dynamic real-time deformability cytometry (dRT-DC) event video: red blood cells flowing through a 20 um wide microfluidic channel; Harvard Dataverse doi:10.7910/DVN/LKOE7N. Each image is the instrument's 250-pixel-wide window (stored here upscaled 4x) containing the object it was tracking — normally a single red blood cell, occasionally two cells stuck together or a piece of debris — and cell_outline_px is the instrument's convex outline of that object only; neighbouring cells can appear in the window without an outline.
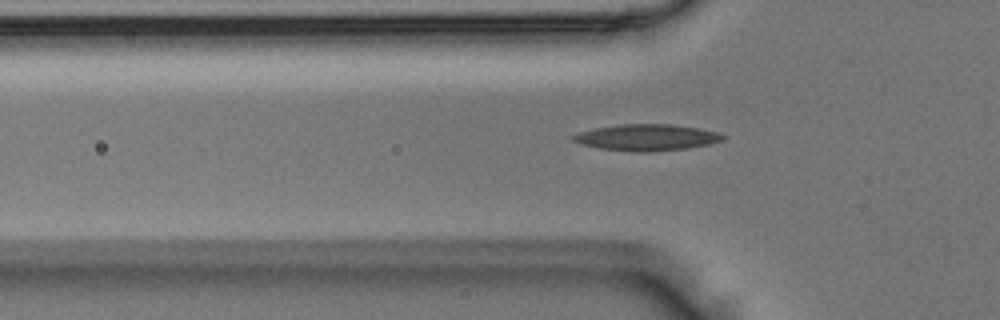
{"species": "Egyptian fruit bat (a non-hibernating species)", "species_latin": "Rousettus aegyptiacus", "temperature_condition": "room temperature", "stored_images_in_passage": 31, "camera_frame_rate_fps": 3000, "um_per_image_px": 0.085, "animal": {"sex": "male"}, "frame": {"image": 1, "passage_image": 3, "time_ms": 0.667, "image_size_px": [1000, 320], "cell_outline_px": [[724, 140], [708, 144], [688, 148], [652, 152], [636, 152], [600, 148], [580, 144], [572, 140], [568, 136], [580, 132], [596, 128], [620, 124], [672, 124], [700, 128], [720, 132], [724, 136]], "centroid_in_image_um": [54.97, 11.68], "position_along_channel_um": 70.8, "area_um2": 23.18}}
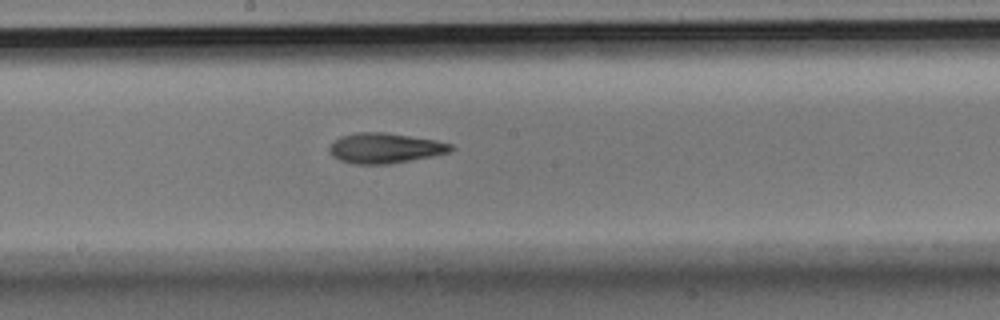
{"frame": {"image": 2, "passage_image": 14, "time_ms": 4.333, "image_size_px": [1000, 320], "cell_outline_px": [[456, 148], [448, 152], [432, 156], [392, 164], [352, 164], [340, 160], [332, 156], [328, 152], [328, 148], [340, 136], [356, 132], [384, 132], [436, 140], [452, 144]], "centroid_in_image_um": [32.71, 12.59], "position_along_channel_um": 215.5, "area_um2": 21.5}}
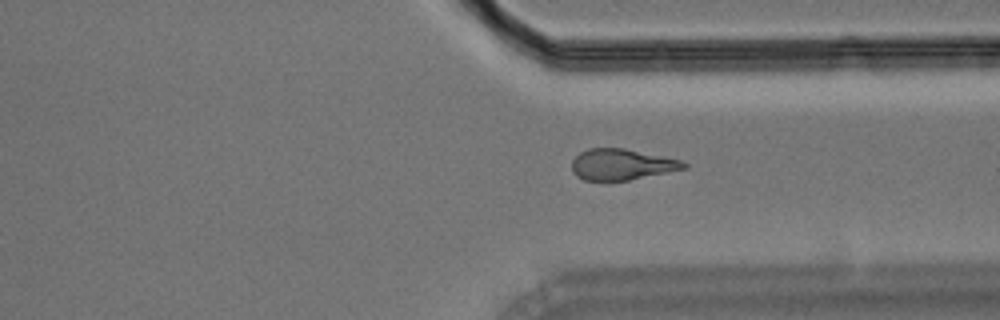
{"frame": {"image": 3, "passage_image": 25, "time_ms": 8.0, "image_size_px": [1000, 320], "cell_outline_px": [[688, 168], [628, 180], [584, 180], [576, 176], [572, 172], [572, 160], [580, 152], [588, 148], [624, 148], [680, 160], [688, 164]], "centroid_in_image_um": [52.82, 13.98], "position_along_channel_um": 358.6, "area_um2": 20.11}}